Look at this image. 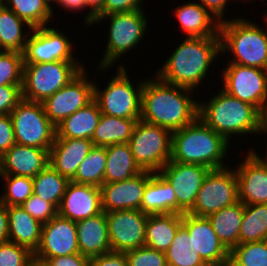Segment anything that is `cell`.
Masks as SVG:
<instances>
[{
  "mask_svg": "<svg viewBox=\"0 0 267 266\" xmlns=\"http://www.w3.org/2000/svg\"><path fill=\"white\" fill-rule=\"evenodd\" d=\"M153 77L145 78L143 84L140 119L170 132L192 123L198 117L194 90L167 83L156 74Z\"/></svg>",
  "mask_w": 267,
  "mask_h": 266,
  "instance_id": "obj_1",
  "label": "cell"
},
{
  "mask_svg": "<svg viewBox=\"0 0 267 266\" xmlns=\"http://www.w3.org/2000/svg\"><path fill=\"white\" fill-rule=\"evenodd\" d=\"M220 54V36L186 37L155 73L167 83L195 91Z\"/></svg>",
  "mask_w": 267,
  "mask_h": 266,
  "instance_id": "obj_2",
  "label": "cell"
},
{
  "mask_svg": "<svg viewBox=\"0 0 267 266\" xmlns=\"http://www.w3.org/2000/svg\"><path fill=\"white\" fill-rule=\"evenodd\" d=\"M216 94V95H215ZM209 100L198 101V117L227 142L233 136L264 134L263 114L222 88Z\"/></svg>",
  "mask_w": 267,
  "mask_h": 266,
  "instance_id": "obj_3",
  "label": "cell"
},
{
  "mask_svg": "<svg viewBox=\"0 0 267 266\" xmlns=\"http://www.w3.org/2000/svg\"><path fill=\"white\" fill-rule=\"evenodd\" d=\"M230 144L197 117L192 123L172 132L171 160L211 170L222 169L228 167L224 159Z\"/></svg>",
  "mask_w": 267,
  "mask_h": 266,
  "instance_id": "obj_4",
  "label": "cell"
},
{
  "mask_svg": "<svg viewBox=\"0 0 267 266\" xmlns=\"http://www.w3.org/2000/svg\"><path fill=\"white\" fill-rule=\"evenodd\" d=\"M251 22L243 17L220 22V56L230 52V63L267 70V29Z\"/></svg>",
  "mask_w": 267,
  "mask_h": 266,
  "instance_id": "obj_5",
  "label": "cell"
},
{
  "mask_svg": "<svg viewBox=\"0 0 267 266\" xmlns=\"http://www.w3.org/2000/svg\"><path fill=\"white\" fill-rule=\"evenodd\" d=\"M109 23L108 40L104 55L96 69L104 71L113 68L115 63L126 55L127 52L137 48L140 41L148 33V19L143 10L112 13L95 18L93 25L107 20ZM99 67V68H98Z\"/></svg>",
  "mask_w": 267,
  "mask_h": 266,
  "instance_id": "obj_6",
  "label": "cell"
},
{
  "mask_svg": "<svg viewBox=\"0 0 267 266\" xmlns=\"http://www.w3.org/2000/svg\"><path fill=\"white\" fill-rule=\"evenodd\" d=\"M116 74L109 79L105 88L100 89L94 83V100L98 103L102 114L127 119H140L142 105V89L145 79L139 83L131 82L127 66L123 63L115 65ZM98 85V86H97Z\"/></svg>",
  "mask_w": 267,
  "mask_h": 266,
  "instance_id": "obj_7",
  "label": "cell"
},
{
  "mask_svg": "<svg viewBox=\"0 0 267 266\" xmlns=\"http://www.w3.org/2000/svg\"><path fill=\"white\" fill-rule=\"evenodd\" d=\"M84 67L81 61L24 64L22 99L42 103L70 82Z\"/></svg>",
  "mask_w": 267,
  "mask_h": 266,
  "instance_id": "obj_8",
  "label": "cell"
},
{
  "mask_svg": "<svg viewBox=\"0 0 267 266\" xmlns=\"http://www.w3.org/2000/svg\"><path fill=\"white\" fill-rule=\"evenodd\" d=\"M143 171L159 172L171 160L172 132L139 119L128 142Z\"/></svg>",
  "mask_w": 267,
  "mask_h": 266,
  "instance_id": "obj_9",
  "label": "cell"
},
{
  "mask_svg": "<svg viewBox=\"0 0 267 266\" xmlns=\"http://www.w3.org/2000/svg\"><path fill=\"white\" fill-rule=\"evenodd\" d=\"M16 144L50 150L56 126L45 114L41 102L22 99L10 113Z\"/></svg>",
  "mask_w": 267,
  "mask_h": 266,
  "instance_id": "obj_10",
  "label": "cell"
},
{
  "mask_svg": "<svg viewBox=\"0 0 267 266\" xmlns=\"http://www.w3.org/2000/svg\"><path fill=\"white\" fill-rule=\"evenodd\" d=\"M230 168L211 170L208 173L189 214L207 217L239 201L236 170Z\"/></svg>",
  "mask_w": 267,
  "mask_h": 266,
  "instance_id": "obj_11",
  "label": "cell"
},
{
  "mask_svg": "<svg viewBox=\"0 0 267 266\" xmlns=\"http://www.w3.org/2000/svg\"><path fill=\"white\" fill-rule=\"evenodd\" d=\"M221 74L224 91L264 114L267 107V70L229 63Z\"/></svg>",
  "mask_w": 267,
  "mask_h": 266,
  "instance_id": "obj_12",
  "label": "cell"
},
{
  "mask_svg": "<svg viewBox=\"0 0 267 266\" xmlns=\"http://www.w3.org/2000/svg\"><path fill=\"white\" fill-rule=\"evenodd\" d=\"M88 77L84 67L70 82L42 102L45 114L55 126L94 100L95 81Z\"/></svg>",
  "mask_w": 267,
  "mask_h": 266,
  "instance_id": "obj_13",
  "label": "cell"
},
{
  "mask_svg": "<svg viewBox=\"0 0 267 266\" xmlns=\"http://www.w3.org/2000/svg\"><path fill=\"white\" fill-rule=\"evenodd\" d=\"M73 41L56 27L33 28L24 50V64L80 61L74 57Z\"/></svg>",
  "mask_w": 267,
  "mask_h": 266,
  "instance_id": "obj_14",
  "label": "cell"
},
{
  "mask_svg": "<svg viewBox=\"0 0 267 266\" xmlns=\"http://www.w3.org/2000/svg\"><path fill=\"white\" fill-rule=\"evenodd\" d=\"M210 168L170 160L159 173L173 187L176 195V213H188Z\"/></svg>",
  "mask_w": 267,
  "mask_h": 266,
  "instance_id": "obj_15",
  "label": "cell"
},
{
  "mask_svg": "<svg viewBox=\"0 0 267 266\" xmlns=\"http://www.w3.org/2000/svg\"><path fill=\"white\" fill-rule=\"evenodd\" d=\"M111 251L126 252L145 246L147 213L141 210L105 212Z\"/></svg>",
  "mask_w": 267,
  "mask_h": 266,
  "instance_id": "obj_16",
  "label": "cell"
},
{
  "mask_svg": "<svg viewBox=\"0 0 267 266\" xmlns=\"http://www.w3.org/2000/svg\"><path fill=\"white\" fill-rule=\"evenodd\" d=\"M254 149H248L242 162L234 167L239 201L244 205L267 204V157L263 155V159Z\"/></svg>",
  "mask_w": 267,
  "mask_h": 266,
  "instance_id": "obj_17",
  "label": "cell"
},
{
  "mask_svg": "<svg viewBox=\"0 0 267 266\" xmlns=\"http://www.w3.org/2000/svg\"><path fill=\"white\" fill-rule=\"evenodd\" d=\"M80 253L75 221L55 215L42 225L41 242L34 253L39 258H54Z\"/></svg>",
  "mask_w": 267,
  "mask_h": 266,
  "instance_id": "obj_18",
  "label": "cell"
},
{
  "mask_svg": "<svg viewBox=\"0 0 267 266\" xmlns=\"http://www.w3.org/2000/svg\"><path fill=\"white\" fill-rule=\"evenodd\" d=\"M182 224L193 238L195 250L208 266L229 265V251L220 242L207 217L184 213Z\"/></svg>",
  "mask_w": 267,
  "mask_h": 266,
  "instance_id": "obj_19",
  "label": "cell"
},
{
  "mask_svg": "<svg viewBox=\"0 0 267 266\" xmlns=\"http://www.w3.org/2000/svg\"><path fill=\"white\" fill-rule=\"evenodd\" d=\"M148 181L149 171H143L130 179L101 185L103 211L140 210Z\"/></svg>",
  "mask_w": 267,
  "mask_h": 266,
  "instance_id": "obj_20",
  "label": "cell"
},
{
  "mask_svg": "<svg viewBox=\"0 0 267 266\" xmlns=\"http://www.w3.org/2000/svg\"><path fill=\"white\" fill-rule=\"evenodd\" d=\"M103 212L100 187L70 181L58 208V214L72 221Z\"/></svg>",
  "mask_w": 267,
  "mask_h": 266,
  "instance_id": "obj_21",
  "label": "cell"
},
{
  "mask_svg": "<svg viewBox=\"0 0 267 266\" xmlns=\"http://www.w3.org/2000/svg\"><path fill=\"white\" fill-rule=\"evenodd\" d=\"M48 164L47 149L14 144L0 156V175L33 178Z\"/></svg>",
  "mask_w": 267,
  "mask_h": 266,
  "instance_id": "obj_22",
  "label": "cell"
},
{
  "mask_svg": "<svg viewBox=\"0 0 267 266\" xmlns=\"http://www.w3.org/2000/svg\"><path fill=\"white\" fill-rule=\"evenodd\" d=\"M93 147L88 139H55L49 150V165L71 180Z\"/></svg>",
  "mask_w": 267,
  "mask_h": 266,
  "instance_id": "obj_23",
  "label": "cell"
},
{
  "mask_svg": "<svg viewBox=\"0 0 267 266\" xmlns=\"http://www.w3.org/2000/svg\"><path fill=\"white\" fill-rule=\"evenodd\" d=\"M80 254L89 258L111 252L106 213L75 222Z\"/></svg>",
  "mask_w": 267,
  "mask_h": 266,
  "instance_id": "obj_24",
  "label": "cell"
},
{
  "mask_svg": "<svg viewBox=\"0 0 267 266\" xmlns=\"http://www.w3.org/2000/svg\"><path fill=\"white\" fill-rule=\"evenodd\" d=\"M173 9V14L179 21L180 29L186 37L220 36L219 24L200 3L187 2Z\"/></svg>",
  "mask_w": 267,
  "mask_h": 266,
  "instance_id": "obj_25",
  "label": "cell"
},
{
  "mask_svg": "<svg viewBox=\"0 0 267 266\" xmlns=\"http://www.w3.org/2000/svg\"><path fill=\"white\" fill-rule=\"evenodd\" d=\"M9 241L35 253L40 246L42 225L21 206H8Z\"/></svg>",
  "mask_w": 267,
  "mask_h": 266,
  "instance_id": "obj_26",
  "label": "cell"
},
{
  "mask_svg": "<svg viewBox=\"0 0 267 266\" xmlns=\"http://www.w3.org/2000/svg\"><path fill=\"white\" fill-rule=\"evenodd\" d=\"M140 210L147 214L176 213L174 189L159 172L149 171Z\"/></svg>",
  "mask_w": 267,
  "mask_h": 266,
  "instance_id": "obj_27",
  "label": "cell"
},
{
  "mask_svg": "<svg viewBox=\"0 0 267 266\" xmlns=\"http://www.w3.org/2000/svg\"><path fill=\"white\" fill-rule=\"evenodd\" d=\"M101 114L98 103L91 101L56 126L55 139L91 140Z\"/></svg>",
  "mask_w": 267,
  "mask_h": 266,
  "instance_id": "obj_28",
  "label": "cell"
},
{
  "mask_svg": "<svg viewBox=\"0 0 267 266\" xmlns=\"http://www.w3.org/2000/svg\"><path fill=\"white\" fill-rule=\"evenodd\" d=\"M245 205L238 201L207 216L220 242L230 252L239 244V232Z\"/></svg>",
  "mask_w": 267,
  "mask_h": 266,
  "instance_id": "obj_29",
  "label": "cell"
},
{
  "mask_svg": "<svg viewBox=\"0 0 267 266\" xmlns=\"http://www.w3.org/2000/svg\"><path fill=\"white\" fill-rule=\"evenodd\" d=\"M181 224L182 215L178 213L149 214L146 223L145 246L166 252Z\"/></svg>",
  "mask_w": 267,
  "mask_h": 266,
  "instance_id": "obj_30",
  "label": "cell"
},
{
  "mask_svg": "<svg viewBox=\"0 0 267 266\" xmlns=\"http://www.w3.org/2000/svg\"><path fill=\"white\" fill-rule=\"evenodd\" d=\"M106 156L104 184L127 180L143 172L128 143L106 146Z\"/></svg>",
  "mask_w": 267,
  "mask_h": 266,
  "instance_id": "obj_31",
  "label": "cell"
},
{
  "mask_svg": "<svg viewBox=\"0 0 267 266\" xmlns=\"http://www.w3.org/2000/svg\"><path fill=\"white\" fill-rule=\"evenodd\" d=\"M138 120L101 114L91 141L101 147L128 143Z\"/></svg>",
  "mask_w": 267,
  "mask_h": 266,
  "instance_id": "obj_32",
  "label": "cell"
},
{
  "mask_svg": "<svg viewBox=\"0 0 267 266\" xmlns=\"http://www.w3.org/2000/svg\"><path fill=\"white\" fill-rule=\"evenodd\" d=\"M27 26L24 31L22 28ZM32 27L23 19L19 18L4 4H0V42L1 51H17L24 53L26 43Z\"/></svg>",
  "mask_w": 267,
  "mask_h": 266,
  "instance_id": "obj_33",
  "label": "cell"
},
{
  "mask_svg": "<svg viewBox=\"0 0 267 266\" xmlns=\"http://www.w3.org/2000/svg\"><path fill=\"white\" fill-rule=\"evenodd\" d=\"M52 3L51 0H6L4 5L32 28H39L48 26L55 17Z\"/></svg>",
  "mask_w": 267,
  "mask_h": 266,
  "instance_id": "obj_34",
  "label": "cell"
},
{
  "mask_svg": "<svg viewBox=\"0 0 267 266\" xmlns=\"http://www.w3.org/2000/svg\"><path fill=\"white\" fill-rule=\"evenodd\" d=\"M165 256L168 266H208L195 250L193 238L183 224L178 227Z\"/></svg>",
  "mask_w": 267,
  "mask_h": 266,
  "instance_id": "obj_35",
  "label": "cell"
},
{
  "mask_svg": "<svg viewBox=\"0 0 267 266\" xmlns=\"http://www.w3.org/2000/svg\"><path fill=\"white\" fill-rule=\"evenodd\" d=\"M33 180V194L59 208L70 180L49 164Z\"/></svg>",
  "mask_w": 267,
  "mask_h": 266,
  "instance_id": "obj_36",
  "label": "cell"
},
{
  "mask_svg": "<svg viewBox=\"0 0 267 266\" xmlns=\"http://www.w3.org/2000/svg\"><path fill=\"white\" fill-rule=\"evenodd\" d=\"M106 162V147L94 146L81 162L75 176L70 181L100 187L104 184Z\"/></svg>",
  "mask_w": 267,
  "mask_h": 266,
  "instance_id": "obj_37",
  "label": "cell"
},
{
  "mask_svg": "<svg viewBox=\"0 0 267 266\" xmlns=\"http://www.w3.org/2000/svg\"><path fill=\"white\" fill-rule=\"evenodd\" d=\"M267 240V204L245 205L239 244Z\"/></svg>",
  "mask_w": 267,
  "mask_h": 266,
  "instance_id": "obj_38",
  "label": "cell"
},
{
  "mask_svg": "<svg viewBox=\"0 0 267 266\" xmlns=\"http://www.w3.org/2000/svg\"><path fill=\"white\" fill-rule=\"evenodd\" d=\"M228 266H267V240L238 244L229 252Z\"/></svg>",
  "mask_w": 267,
  "mask_h": 266,
  "instance_id": "obj_39",
  "label": "cell"
},
{
  "mask_svg": "<svg viewBox=\"0 0 267 266\" xmlns=\"http://www.w3.org/2000/svg\"><path fill=\"white\" fill-rule=\"evenodd\" d=\"M5 184L0 203L5 206H21L33 194V180L30 177L0 175Z\"/></svg>",
  "mask_w": 267,
  "mask_h": 266,
  "instance_id": "obj_40",
  "label": "cell"
},
{
  "mask_svg": "<svg viewBox=\"0 0 267 266\" xmlns=\"http://www.w3.org/2000/svg\"><path fill=\"white\" fill-rule=\"evenodd\" d=\"M23 65V53L0 51V86H22Z\"/></svg>",
  "mask_w": 267,
  "mask_h": 266,
  "instance_id": "obj_41",
  "label": "cell"
},
{
  "mask_svg": "<svg viewBox=\"0 0 267 266\" xmlns=\"http://www.w3.org/2000/svg\"><path fill=\"white\" fill-rule=\"evenodd\" d=\"M128 266H168L165 252L147 246L125 252Z\"/></svg>",
  "mask_w": 267,
  "mask_h": 266,
  "instance_id": "obj_42",
  "label": "cell"
},
{
  "mask_svg": "<svg viewBox=\"0 0 267 266\" xmlns=\"http://www.w3.org/2000/svg\"><path fill=\"white\" fill-rule=\"evenodd\" d=\"M21 207L41 224H45L58 214V208L54 204L35 194H32Z\"/></svg>",
  "mask_w": 267,
  "mask_h": 266,
  "instance_id": "obj_43",
  "label": "cell"
},
{
  "mask_svg": "<svg viewBox=\"0 0 267 266\" xmlns=\"http://www.w3.org/2000/svg\"><path fill=\"white\" fill-rule=\"evenodd\" d=\"M28 248L13 242L0 244V266H26L33 255Z\"/></svg>",
  "mask_w": 267,
  "mask_h": 266,
  "instance_id": "obj_44",
  "label": "cell"
},
{
  "mask_svg": "<svg viewBox=\"0 0 267 266\" xmlns=\"http://www.w3.org/2000/svg\"><path fill=\"white\" fill-rule=\"evenodd\" d=\"M22 86H0V115L10 114L22 100Z\"/></svg>",
  "mask_w": 267,
  "mask_h": 266,
  "instance_id": "obj_45",
  "label": "cell"
},
{
  "mask_svg": "<svg viewBox=\"0 0 267 266\" xmlns=\"http://www.w3.org/2000/svg\"><path fill=\"white\" fill-rule=\"evenodd\" d=\"M144 1L145 0H104L102 16L112 13L144 10L141 6Z\"/></svg>",
  "mask_w": 267,
  "mask_h": 266,
  "instance_id": "obj_46",
  "label": "cell"
},
{
  "mask_svg": "<svg viewBox=\"0 0 267 266\" xmlns=\"http://www.w3.org/2000/svg\"><path fill=\"white\" fill-rule=\"evenodd\" d=\"M14 144L15 134L10 114L0 115V156Z\"/></svg>",
  "mask_w": 267,
  "mask_h": 266,
  "instance_id": "obj_47",
  "label": "cell"
},
{
  "mask_svg": "<svg viewBox=\"0 0 267 266\" xmlns=\"http://www.w3.org/2000/svg\"><path fill=\"white\" fill-rule=\"evenodd\" d=\"M90 266H128L125 252H108L90 258Z\"/></svg>",
  "mask_w": 267,
  "mask_h": 266,
  "instance_id": "obj_48",
  "label": "cell"
},
{
  "mask_svg": "<svg viewBox=\"0 0 267 266\" xmlns=\"http://www.w3.org/2000/svg\"><path fill=\"white\" fill-rule=\"evenodd\" d=\"M42 259L47 260L50 266H90V258L80 253Z\"/></svg>",
  "mask_w": 267,
  "mask_h": 266,
  "instance_id": "obj_49",
  "label": "cell"
},
{
  "mask_svg": "<svg viewBox=\"0 0 267 266\" xmlns=\"http://www.w3.org/2000/svg\"><path fill=\"white\" fill-rule=\"evenodd\" d=\"M196 2L200 3L219 22L225 21L223 16H225V9L228 6L227 2H230L229 0H198Z\"/></svg>",
  "mask_w": 267,
  "mask_h": 266,
  "instance_id": "obj_50",
  "label": "cell"
},
{
  "mask_svg": "<svg viewBox=\"0 0 267 266\" xmlns=\"http://www.w3.org/2000/svg\"><path fill=\"white\" fill-rule=\"evenodd\" d=\"M86 8H90L86 15H84V24L92 27L95 18L102 16V6L104 0H84ZM86 16V17H85Z\"/></svg>",
  "mask_w": 267,
  "mask_h": 266,
  "instance_id": "obj_51",
  "label": "cell"
},
{
  "mask_svg": "<svg viewBox=\"0 0 267 266\" xmlns=\"http://www.w3.org/2000/svg\"><path fill=\"white\" fill-rule=\"evenodd\" d=\"M9 241V220L7 206L0 203V244Z\"/></svg>",
  "mask_w": 267,
  "mask_h": 266,
  "instance_id": "obj_52",
  "label": "cell"
},
{
  "mask_svg": "<svg viewBox=\"0 0 267 266\" xmlns=\"http://www.w3.org/2000/svg\"><path fill=\"white\" fill-rule=\"evenodd\" d=\"M53 4L63 7L64 10H69V12L87 9L84 0H54Z\"/></svg>",
  "mask_w": 267,
  "mask_h": 266,
  "instance_id": "obj_53",
  "label": "cell"
},
{
  "mask_svg": "<svg viewBox=\"0 0 267 266\" xmlns=\"http://www.w3.org/2000/svg\"><path fill=\"white\" fill-rule=\"evenodd\" d=\"M26 266H50L47 260L37 257L33 254L27 261Z\"/></svg>",
  "mask_w": 267,
  "mask_h": 266,
  "instance_id": "obj_54",
  "label": "cell"
},
{
  "mask_svg": "<svg viewBox=\"0 0 267 266\" xmlns=\"http://www.w3.org/2000/svg\"><path fill=\"white\" fill-rule=\"evenodd\" d=\"M263 123L267 124V107H266V110H265V112L263 114Z\"/></svg>",
  "mask_w": 267,
  "mask_h": 266,
  "instance_id": "obj_55",
  "label": "cell"
},
{
  "mask_svg": "<svg viewBox=\"0 0 267 266\" xmlns=\"http://www.w3.org/2000/svg\"><path fill=\"white\" fill-rule=\"evenodd\" d=\"M264 135H267V124H264ZM267 149V148H266ZM267 152V151H266ZM265 156L267 157V153L265 154Z\"/></svg>",
  "mask_w": 267,
  "mask_h": 266,
  "instance_id": "obj_56",
  "label": "cell"
},
{
  "mask_svg": "<svg viewBox=\"0 0 267 266\" xmlns=\"http://www.w3.org/2000/svg\"><path fill=\"white\" fill-rule=\"evenodd\" d=\"M263 21L265 22L264 24L266 25L267 24V11H266V13H265V15L263 17Z\"/></svg>",
  "mask_w": 267,
  "mask_h": 266,
  "instance_id": "obj_57",
  "label": "cell"
},
{
  "mask_svg": "<svg viewBox=\"0 0 267 266\" xmlns=\"http://www.w3.org/2000/svg\"><path fill=\"white\" fill-rule=\"evenodd\" d=\"M6 0H0V4H4Z\"/></svg>",
  "mask_w": 267,
  "mask_h": 266,
  "instance_id": "obj_58",
  "label": "cell"
}]
</instances>
